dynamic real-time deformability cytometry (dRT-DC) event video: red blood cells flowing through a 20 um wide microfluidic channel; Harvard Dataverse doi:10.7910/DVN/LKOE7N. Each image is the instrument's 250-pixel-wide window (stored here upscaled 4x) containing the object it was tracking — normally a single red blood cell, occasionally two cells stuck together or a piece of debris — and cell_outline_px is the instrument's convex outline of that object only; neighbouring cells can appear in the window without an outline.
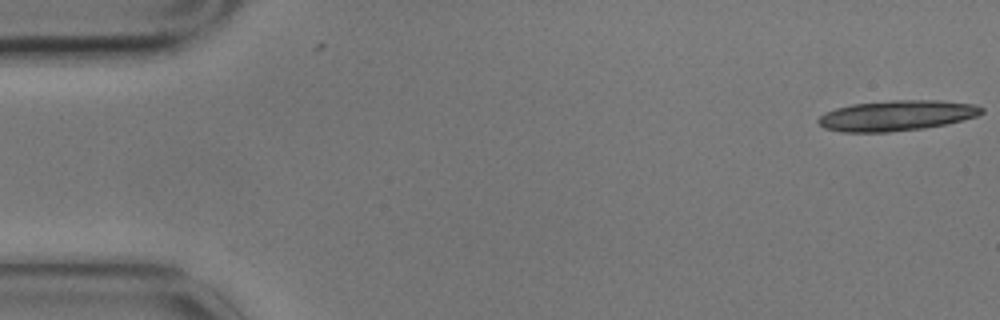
{"species": "common noctule bat (a hibernating species)", "species_latin": "Nyctalus noctula", "temperature_condition": "cold", "stored_images_in_passage": 7, "camera_frame_rate_fps": 3000, "um_per_image_px": 0.085, "animal": {"sex": "male", "body_mass_g": 17.9}, "frame": {"image": 1, "passage_image": 1, "time_ms": 0.0, "image_size_px": [1000, 320], "cell_outline_px": [[984, 112], [976, 116], [948, 124], [924, 128], [888, 132], [840, 132], [824, 128], [816, 120], [824, 112], [836, 108], [852, 104], [892, 100], [940, 100], [976, 104], [984, 108]], "centroid_in_image_um": [76.22, 9.82], "position_along_channel_um": 8.8, "area_um2": 29.19}}